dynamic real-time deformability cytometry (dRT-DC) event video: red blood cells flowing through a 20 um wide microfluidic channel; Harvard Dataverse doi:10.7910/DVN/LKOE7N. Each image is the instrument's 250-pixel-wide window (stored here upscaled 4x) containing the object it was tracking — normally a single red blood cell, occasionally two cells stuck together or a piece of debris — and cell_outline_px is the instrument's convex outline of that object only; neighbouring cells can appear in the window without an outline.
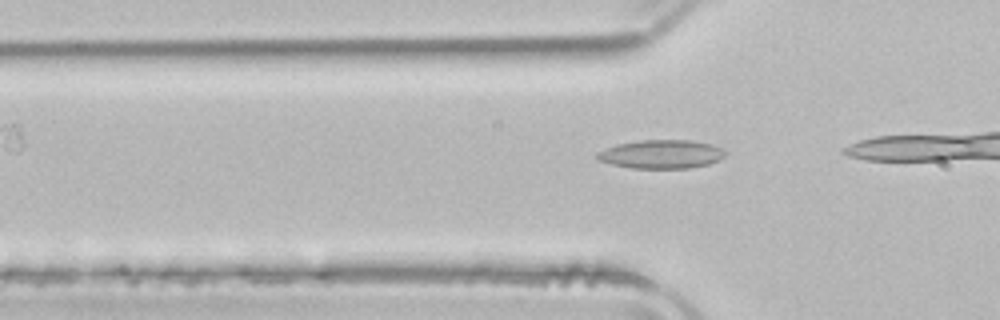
{"species": "common noctule bat (a hibernating species)", "species_latin": "Nyctalus noctula", "temperature_condition": "room temperature", "stored_images_in_passage": 8, "camera_frame_rate_fps": 3000, "um_per_image_px": 0.085, "animal": {"sex": "male", "body_mass_g": 21.5, "forearm_length_mm": 52.0}, "frame": {"image": 1, "passage_image": 3, "time_ms": 0.667, "image_size_px": [1000, 320], "cell_outline_px": [[724, 156], [720, 160], [708, 164], [688, 168], [632, 168], [612, 164], [596, 160], [596, 152], [616, 144], [640, 140], [688, 140], [712, 144], [720, 148], [724, 152]], "centroid_in_image_um": [56.17, 13.1], "position_along_channel_um": 69.6, "area_um2": 21.33}}
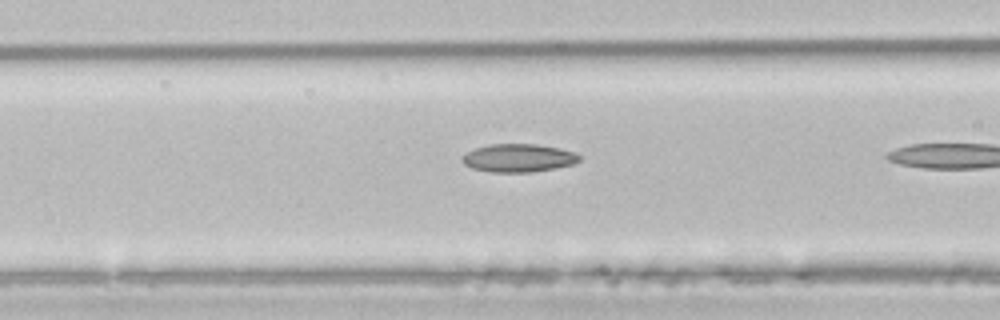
{"frame": {"image": 2, "passage_image": 7, "time_ms": 2.0, "image_size_px": [1000, 320], "cell_outline_px": [[580, 160], [572, 164], [556, 168], [532, 172], [488, 172], [472, 168], [464, 164], [464, 156], [468, 152], [476, 148], [488, 144], [536, 144], [560, 148], [572, 152], [580, 156]], "centroid_in_image_um": [44.08, 13.43], "position_along_channel_um": 122.5, "area_um2": 19.02}}